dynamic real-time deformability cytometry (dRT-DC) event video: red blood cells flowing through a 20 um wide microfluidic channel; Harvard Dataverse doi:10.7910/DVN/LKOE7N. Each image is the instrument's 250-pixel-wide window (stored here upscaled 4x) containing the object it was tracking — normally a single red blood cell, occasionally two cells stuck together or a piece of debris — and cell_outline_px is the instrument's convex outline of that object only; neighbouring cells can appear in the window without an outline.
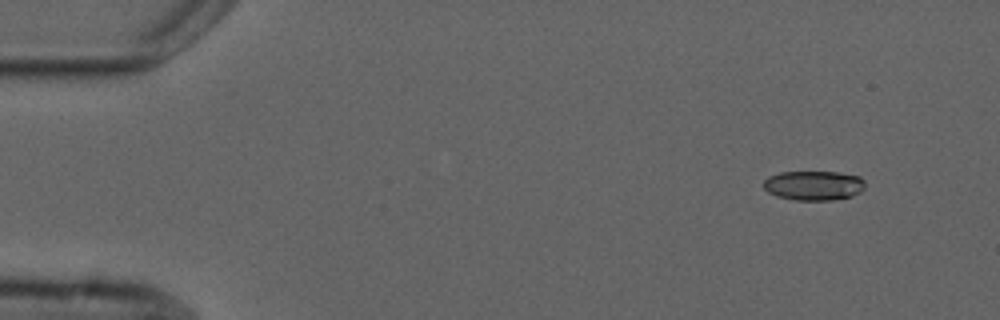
{"species": "common noctule bat (a hibernating species)", "species_latin": "Nyctalus noctula", "temperature_condition": "cold", "stored_images_in_passage": 6, "camera_frame_rate_fps": 3000, "um_per_image_px": 0.085, "animal": {"sex": "male", "forearm_length_mm": 52.5}, "frame": {"image": 1, "passage_image": 1, "time_ms": 0.0, "image_size_px": [1000, 320], "cell_outline_px": [[864, 188], [860, 192], [852, 196], [832, 200], [796, 200], [776, 196], [768, 192], [764, 188], [764, 180], [768, 176], [780, 172], [840, 172], [860, 176], [864, 180]], "centroid_in_image_um": [69.17, 15.76], "position_along_channel_um": 15.8, "area_um2": 17.57}}
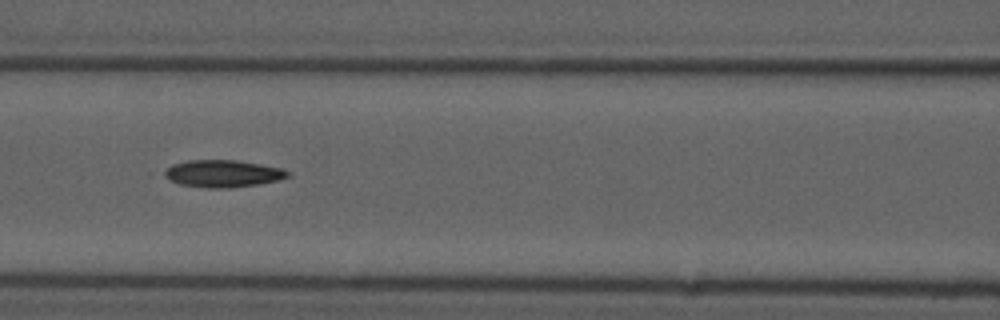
{"frame": {"image": 2, "passage_image": 4, "time_ms": 6.333, "image_size_px": [1000, 320], "cell_outline_px": [[292, 176], [260, 184], [232, 188], [204, 188], [180, 184], [168, 180], [164, 176], [164, 172], [172, 164], [188, 160], [236, 160], [260, 164], [280, 168], [288, 172]], "centroid_in_image_um": [18.92, 14.76], "position_along_channel_um": 147.7, "area_um2": 19.59}}
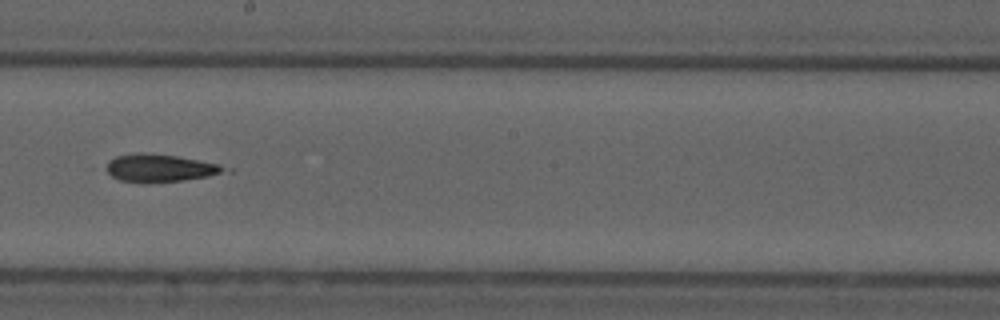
{"frame": {"image": 3, "passage_image": 6, "time_ms": 8.667, "image_size_px": [1000, 320], "cell_outline_px": [[232, 172], [184, 180], [148, 184], [120, 180], [112, 176], [108, 172], [108, 160], [116, 156], [136, 152], [144, 152], [176, 156], [220, 164], [232, 168]], "centroid_in_image_um": [13.67, 14.29], "position_along_channel_um": 234.5, "area_um2": 19.48}}